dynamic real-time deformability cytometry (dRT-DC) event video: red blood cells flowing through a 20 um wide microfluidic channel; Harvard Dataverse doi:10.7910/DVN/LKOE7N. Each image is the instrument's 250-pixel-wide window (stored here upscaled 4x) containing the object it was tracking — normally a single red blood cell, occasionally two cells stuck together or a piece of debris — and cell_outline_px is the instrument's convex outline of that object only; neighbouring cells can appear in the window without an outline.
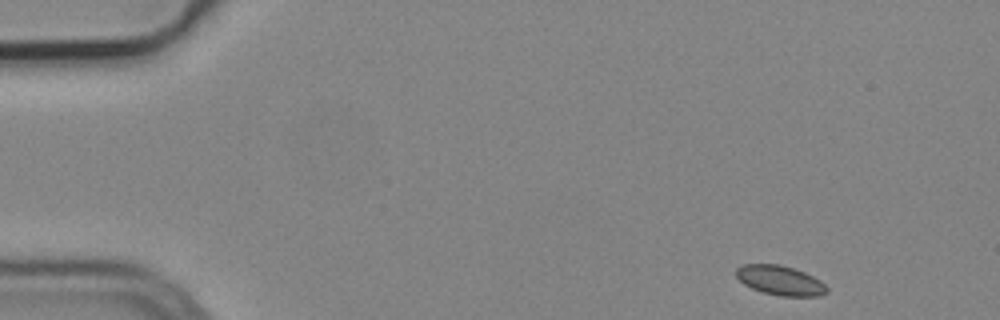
{"species": "common noctule bat (a hibernating species)", "species_latin": "Nyctalus noctula", "temperature_condition": "cold", "stored_images_in_passage": 50, "camera_frame_rate_fps": 3000, "um_per_image_px": 0.085, "animal": {"sex": "male", "body_mass_g": 19.2, "forearm_length_mm": 51.8}, "frame": {"image": 1, "passage_image": 1, "time_ms": 0.0, "image_size_px": [1000, 320], "cell_outline_px": [[828, 292], [820, 296], [780, 296], [764, 292], [752, 288], [744, 284], [736, 276], [736, 268], [744, 264], [780, 264], [804, 272], [820, 280], [828, 288]], "centroid_in_image_um": [66.32, 23.83], "position_along_channel_um": 18.7, "area_um2": 15.55}}
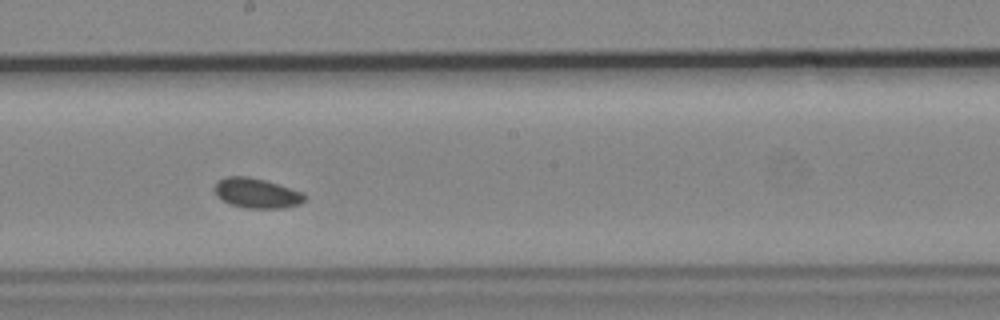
{"frame": {"image": 2, "passage_image": 26, "time_ms": 8.333, "image_size_px": [1000, 320], "cell_outline_px": [[308, 196], [300, 204], [284, 208], [244, 208], [232, 204], [216, 196], [216, 184], [220, 180], [228, 176], [248, 176], [264, 180], [304, 192]], "centroid_in_image_um": [21.88, 16.42], "position_along_channel_um": 226.3, "area_um2": 15.55}}
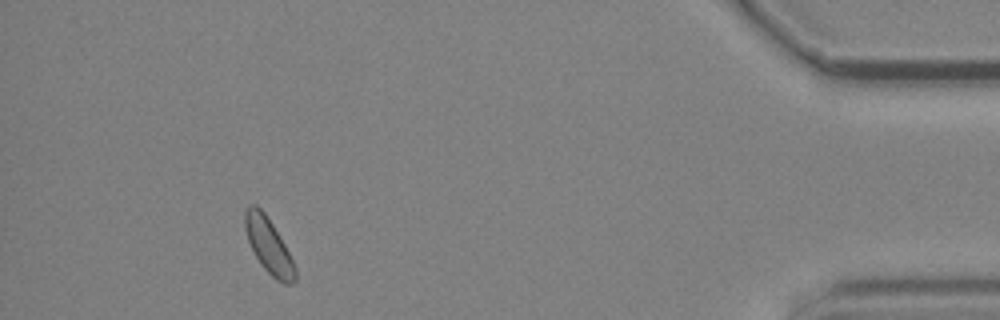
{"frame": {"image": 3, "passage_image": 46, "time_ms": 15.0, "image_size_px": [1000, 320], "cell_outline_px": [[296, 280], [292, 284], [284, 284], [276, 280], [260, 264], [248, 240], [244, 228], [244, 212], [252, 204], [256, 204], [264, 212], [272, 224], [284, 244], [296, 268]], "centroid_in_image_um": [22.83, 20.9], "position_along_channel_um": 412.4, "area_um2": 15.9}}